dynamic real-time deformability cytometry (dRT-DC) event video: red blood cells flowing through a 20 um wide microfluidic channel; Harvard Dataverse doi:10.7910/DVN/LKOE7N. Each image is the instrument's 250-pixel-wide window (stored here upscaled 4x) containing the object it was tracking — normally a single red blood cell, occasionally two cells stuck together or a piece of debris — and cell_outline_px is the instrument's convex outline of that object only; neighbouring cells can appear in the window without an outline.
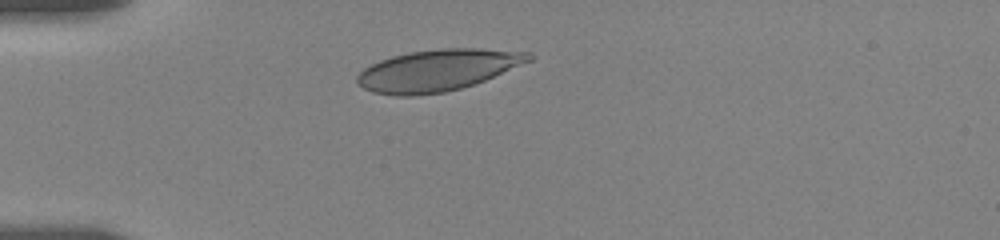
{"species": "human", "species_latin": "Homo sapiens", "temperature_condition": "room temperature", "stored_images_in_passage": 5, "camera_frame_rate_fps": 3000, "um_per_image_px": 0.085, "donor": {"sex": "female"}, "frame": {"image": 1, "passage_image": 1, "time_ms": 0.0, "image_size_px": [1000, 240], "cell_outline_px": [[536, 56], [532, 60], [484, 80], [460, 88], [444, 92], [416, 96], [396, 96], [372, 92], [356, 84], [356, 76], [364, 68], [380, 60], [392, 56], [408, 52], [440, 48], [480, 48], [532, 52]], "centroid_in_image_um": [37.19, 5.96], "position_along_channel_um": 47.8, "area_um2": 41.67}}
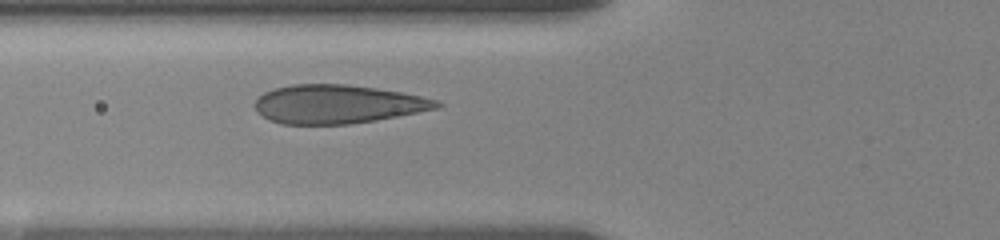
{"frame": {"image": 2, "passage_image": 5, "time_ms": 2.0, "image_size_px": [1000, 240], "cell_outline_px": [[444, 104], [436, 108], [376, 120], [348, 124], [280, 124], [264, 116], [256, 108], [256, 100], [264, 92], [276, 88], [292, 84], [348, 84], [376, 88], [400, 92], [420, 96], [436, 100]], "centroid_in_image_um": [28.69, 8.85], "position_along_channel_um": 97.1, "area_um2": 40.4}}